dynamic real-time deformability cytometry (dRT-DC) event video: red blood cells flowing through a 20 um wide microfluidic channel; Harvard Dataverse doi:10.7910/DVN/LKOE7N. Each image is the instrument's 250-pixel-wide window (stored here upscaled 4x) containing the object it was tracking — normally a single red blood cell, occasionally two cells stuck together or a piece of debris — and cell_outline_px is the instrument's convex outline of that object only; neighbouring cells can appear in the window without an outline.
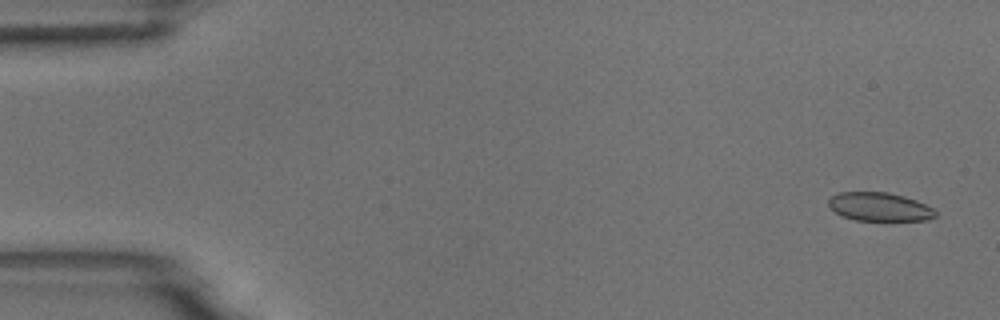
{"species": "common noctule bat (a hibernating species)", "species_latin": "Nyctalus noctula", "temperature_condition": "room temperature", "stored_images_in_passage": 5, "camera_frame_rate_fps": 3000, "um_per_image_px": 0.085, "animal": {"sex": "male", "body_mass_g": 18.8}, "frame": {"image": 1, "passage_image": 1, "time_ms": 0.0, "image_size_px": [1000, 320], "cell_outline_px": [[936, 216], [928, 220], [892, 224], [884, 224], [856, 220], [844, 216], [836, 212], [828, 204], [828, 200], [832, 196], [840, 192], [888, 192], [904, 196], [916, 200], [932, 208], [936, 212]], "centroid_in_image_um": [74.83, 17.65], "position_along_channel_um": 10.2, "area_um2": 18.73}}
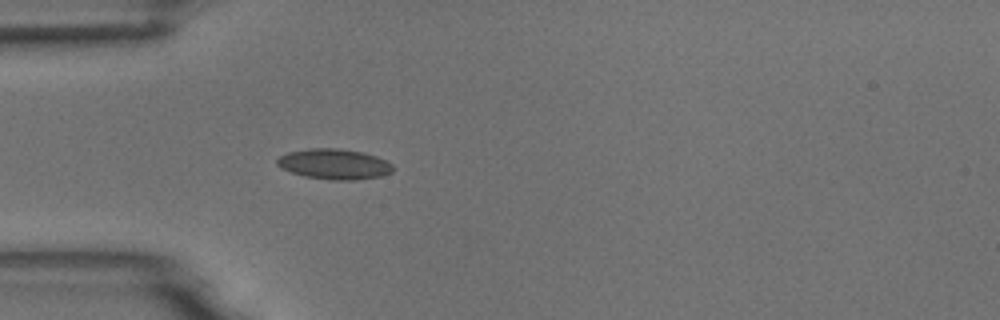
{"frame": {"image": 2, "passage_image": 5, "time_ms": 1.333, "image_size_px": [1000, 320], "cell_outline_px": [[396, 168], [392, 172], [380, 176], [352, 180], [328, 180], [304, 176], [280, 168], [276, 164], [276, 160], [280, 156], [288, 152], [312, 148], [336, 148], [364, 152], [376, 156], [392, 164]], "centroid_in_image_um": [28.41, 13.95], "position_along_channel_um": 56.6, "area_um2": 20.58}}